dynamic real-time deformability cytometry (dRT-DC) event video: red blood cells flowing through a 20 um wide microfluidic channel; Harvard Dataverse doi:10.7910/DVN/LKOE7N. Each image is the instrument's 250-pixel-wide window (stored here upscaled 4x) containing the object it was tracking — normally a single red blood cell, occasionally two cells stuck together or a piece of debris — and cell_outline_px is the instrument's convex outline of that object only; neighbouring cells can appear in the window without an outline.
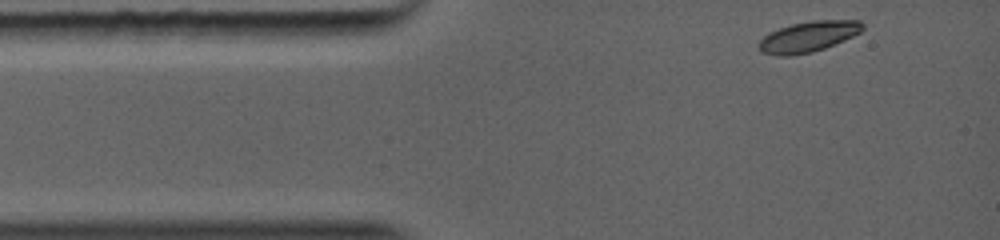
{"species": "common noctule bat (a hibernating species)", "species_latin": "Nyctalus noctula", "temperature_condition": "warm", "stored_images_in_passage": 56, "camera_frame_rate_fps": 5000, "um_per_image_px": 0.085, "animal": {"sex": "female", "body_mass_g": 19.0, "forearm_length_mm": 56.7}, "frame": {"image": 1, "passage_image": 1, "time_ms": 0.0, "image_size_px": [1000, 240], "cell_outline_px": [[864, 28], [860, 32], [844, 40], [824, 48], [812, 52], [788, 56], [776, 56], [760, 52], [756, 44], [768, 32], [792, 24], [812, 20], [860, 20], [864, 24]], "centroid_in_image_um": [68.67, 3.12], "position_along_channel_um": 16.3, "area_um2": 18.67}}
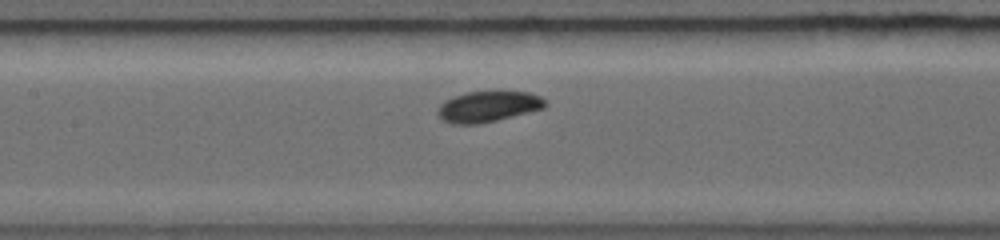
{"frame": {"image": 2, "passage_image": 22, "time_ms": 4.0, "image_size_px": [1000, 240], "cell_outline_px": [[548, 104], [540, 108], [492, 120], [448, 120], [440, 116], [440, 104], [444, 100], [452, 96], [464, 92], [496, 88], [500, 88], [528, 92], [540, 96], [548, 100]], "centroid_in_image_um": [41.62, 8.88], "position_along_channel_um": 165.8, "area_um2": 18.5}}
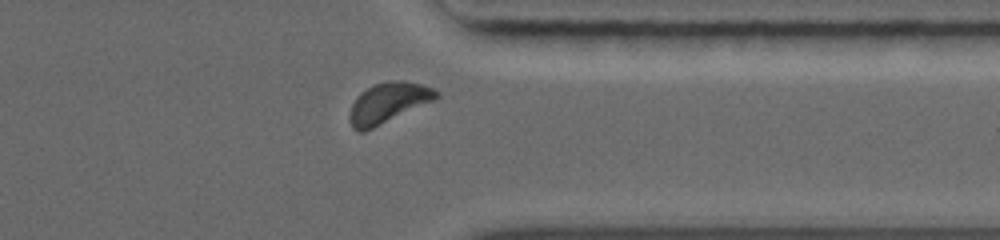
{"frame": {"image": 3, "passage_image": 48, "time_ms": 8.4, "image_size_px": [1000, 240], "cell_outline_px": [[440, 96], [432, 100], [368, 128], [356, 128], [352, 124], [352, 104], [356, 96], [360, 92], [376, 84], [388, 80], [404, 80], [424, 84], [440, 92]], "centroid_in_image_um": [33.06, 8.62], "position_along_channel_um": 378.3, "area_um2": 18.96}}